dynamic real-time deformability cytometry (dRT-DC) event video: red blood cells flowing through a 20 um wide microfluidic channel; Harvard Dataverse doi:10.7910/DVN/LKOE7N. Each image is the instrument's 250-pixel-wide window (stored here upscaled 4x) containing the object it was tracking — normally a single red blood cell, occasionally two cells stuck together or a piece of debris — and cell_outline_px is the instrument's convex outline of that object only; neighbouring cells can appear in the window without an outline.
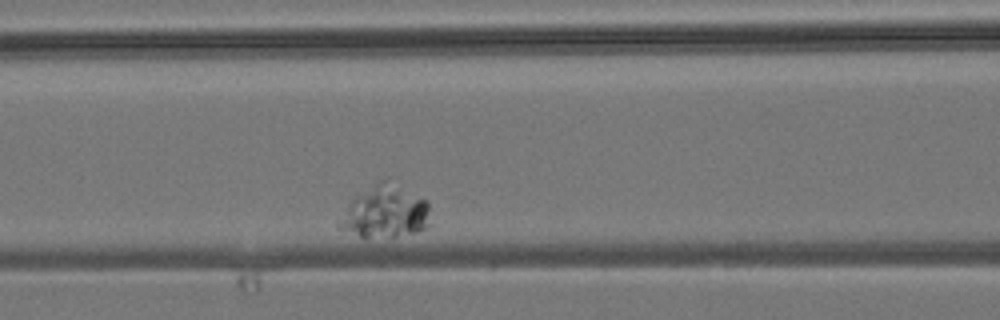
{"species": "common noctule bat (a hibernating species)", "species_latin": "Nyctalus noctula", "temperature_condition": "room temperature", "stored_images_in_passage": 6, "camera_frame_rate_fps": 3000, "um_per_image_px": 0.085, "animal": {"sex": "male", "body_mass_g": 19.2, "forearm_length_mm": 51.8}, "frame": {"image": 1, "passage_image": 5, "time_ms": 5.667, "image_size_px": [1000, 320], "cell_outline_px": [[432, 224], [428, 228], [416, 232], [396, 236], [364, 240], [340, 228], [336, 224], [352, 196], [384, 176], [388, 176], [428, 200]], "centroid_in_image_um": [32.75, 17.96], "position_along_channel_um": 133.8, "area_um2": 29.59}}